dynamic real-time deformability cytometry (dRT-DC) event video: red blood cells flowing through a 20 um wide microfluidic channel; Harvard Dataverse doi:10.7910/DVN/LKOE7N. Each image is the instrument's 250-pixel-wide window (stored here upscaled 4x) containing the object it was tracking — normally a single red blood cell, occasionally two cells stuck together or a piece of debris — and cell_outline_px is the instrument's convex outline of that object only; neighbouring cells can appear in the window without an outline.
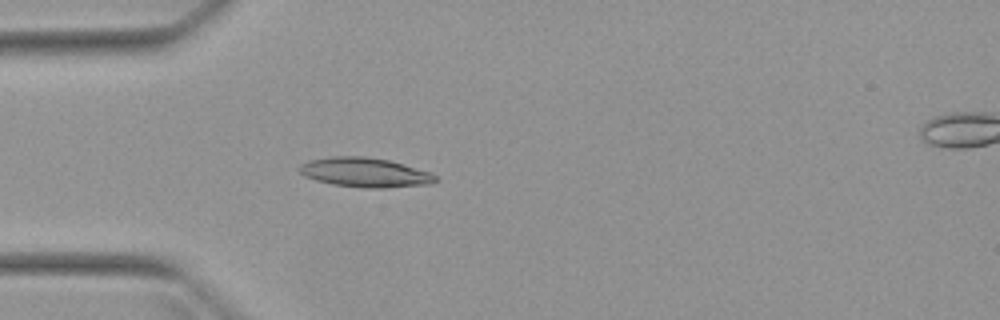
{"species": "Egyptian fruit bat (a non-hibernating species)", "species_latin": "Rousettus aegyptiacus", "temperature_condition": "warm", "stored_images_in_passage": 5, "camera_frame_rate_fps": 3000, "um_per_image_px": 0.085, "animal": {"sex": "female"}, "frame": {"image": 1, "passage_image": 4, "time_ms": 3.333, "image_size_px": [1000, 320], "cell_outline_px": [[440, 180], [432, 184], [384, 188], [368, 188], [332, 184], [316, 180], [304, 176], [300, 172], [300, 164], [312, 160], [332, 156], [364, 156], [388, 160], [432, 172]], "centroid_in_image_um": [31.08, 14.66], "position_along_channel_um": 53.9, "area_um2": 23.35}}